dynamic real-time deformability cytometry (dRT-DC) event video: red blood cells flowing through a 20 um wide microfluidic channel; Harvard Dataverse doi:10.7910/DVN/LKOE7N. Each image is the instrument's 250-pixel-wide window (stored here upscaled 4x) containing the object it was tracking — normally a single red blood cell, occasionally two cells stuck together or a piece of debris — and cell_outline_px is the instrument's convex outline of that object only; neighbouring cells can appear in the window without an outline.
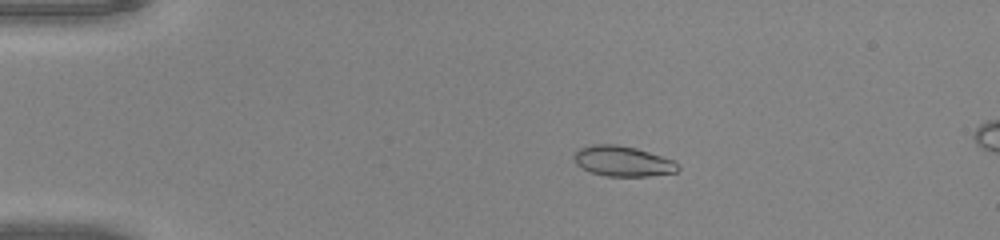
{"species": "common noctule bat (a hibernating species)", "species_latin": "Nyctalus noctula", "temperature_condition": "warm", "stored_images_in_passage": 50, "camera_frame_rate_fps": 3000, "um_per_image_px": 0.085, "animal": {"sex": "male", "body_mass_g": 20.0, "forearm_length_mm": 53.3}, "frame": {"image": 1, "passage_image": 11, "time_ms": 3.333, "image_size_px": [1000, 240], "cell_outline_px": [[680, 168], [676, 172], [648, 176], [608, 176], [592, 172], [576, 164], [572, 156], [576, 148], [592, 144], [616, 144], [636, 148], [676, 160], [680, 164]], "centroid_in_image_um": [52.94, 13.68], "position_along_channel_um": 32.1, "area_um2": 18.61}}
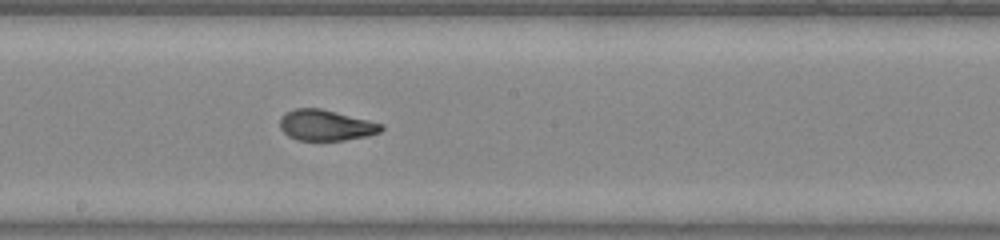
{"frame": {"image": 2, "passage_image": 29, "time_ms": 9.333, "image_size_px": [1000, 240], "cell_outline_px": [[384, 128], [380, 132], [368, 136], [344, 140], [296, 140], [288, 136], [280, 128], [280, 116], [284, 112], [296, 108], [320, 108], [384, 124]], "centroid_in_image_um": [27.68, 10.64], "position_along_channel_um": 220.5, "area_um2": 18.26}}
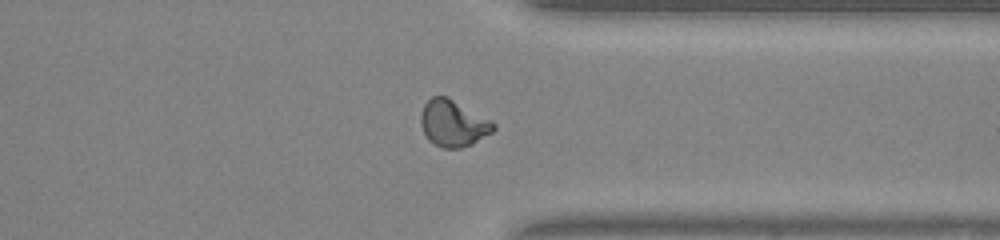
{"frame": {"image": 3, "passage_image": 40, "time_ms": 13.0, "image_size_px": [1000, 240], "cell_outline_px": [[496, 128], [492, 132], [472, 144], [460, 148], [444, 148], [428, 140], [420, 124], [420, 116], [424, 104], [432, 96], [448, 96], [492, 120], [496, 124]], "centroid_in_image_um": [38.53, 10.46], "position_along_channel_um": 372.9, "area_um2": 19.83}}